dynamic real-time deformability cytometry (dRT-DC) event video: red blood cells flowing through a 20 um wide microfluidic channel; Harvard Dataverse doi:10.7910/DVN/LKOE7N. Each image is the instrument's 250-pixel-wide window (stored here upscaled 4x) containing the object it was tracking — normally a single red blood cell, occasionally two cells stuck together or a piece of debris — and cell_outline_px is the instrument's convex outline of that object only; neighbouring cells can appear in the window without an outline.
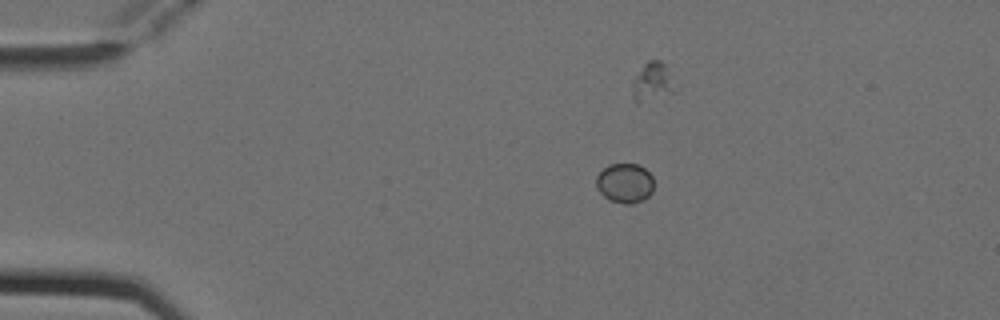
{"species": "Egyptian fruit bat (a non-hibernating species)", "species_latin": "Rousettus aegyptiacus", "temperature_condition": "cold", "stored_images_in_passage": 3, "camera_frame_rate_fps": 3000, "um_per_image_px": 0.085, "animal": {"sex": "female"}, "frame": {"image": 1, "passage_image": 1, "time_ms": 0.0, "image_size_px": [1000, 320], "cell_outline_px": [[652, 192], [644, 200], [632, 204], [624, 204], [608, 200], [596, 188], [596, 176], [604, 168], [612, 164], [636, 164], [644, 168], [652, 176]], "centroid_in_image_um": [53.09, 15.59], "position_along_channel_um": 31.9, "area_um2": 13.29}}